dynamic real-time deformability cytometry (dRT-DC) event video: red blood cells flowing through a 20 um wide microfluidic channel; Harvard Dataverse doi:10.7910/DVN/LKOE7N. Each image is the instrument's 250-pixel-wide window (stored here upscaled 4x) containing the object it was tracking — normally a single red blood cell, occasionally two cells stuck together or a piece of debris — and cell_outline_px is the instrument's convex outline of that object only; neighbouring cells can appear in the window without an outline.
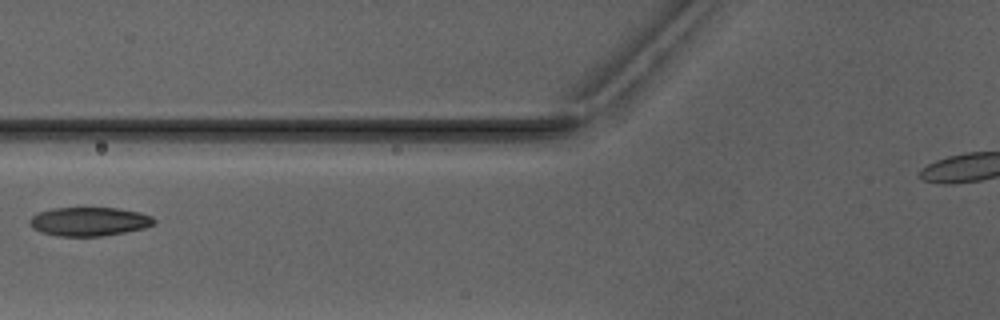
{"species": "Egyptian fruit bat (a non-hibernating species)", "species_latin": "Rousettus aegyptiacus", "temperature_condition": "warm", "stored_images_in_passage": 3, "camera_frame_rate_fps": 3000, "um_per_image_px": 0.085, "animal": {"sex": "male"}, "frame": {"image": 1, "passage_image": 3, "time_ms": 2.333, "image_size_px": [1000, 320], "cell_outline_px": [[156, 224], [144, 228], [124, 232], [100, 236], [56, 236], [40, 232], [32, 228], [28, 220], [32, 216], [40, 212], [52, 208], [120, 208], [140, 212], [152, 216], [156, 220]], "centroid_in_image_um": [7.59, 18.83], "position_along_channel_um": 118.2, "area_um2": 20.98}}